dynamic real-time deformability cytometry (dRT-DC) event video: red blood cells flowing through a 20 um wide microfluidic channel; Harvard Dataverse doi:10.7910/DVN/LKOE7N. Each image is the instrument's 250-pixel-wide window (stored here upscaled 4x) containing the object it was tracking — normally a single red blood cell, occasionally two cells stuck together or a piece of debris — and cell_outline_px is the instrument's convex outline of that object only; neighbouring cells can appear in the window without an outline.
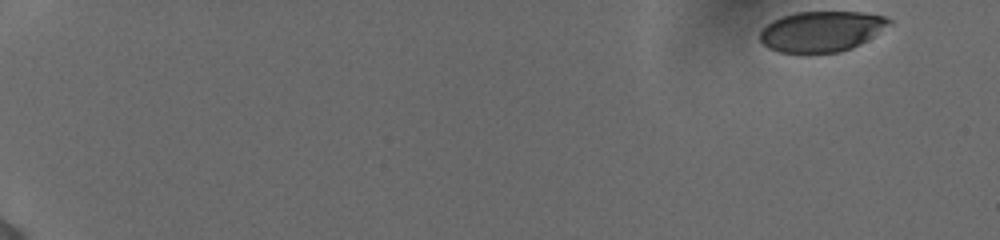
{"species": "human", "species_latin": "Homo sapiens", "temperature_condition": "cold", "stored_images_in_passage": 53, "camera_frame_rate_fps": 3000, "um_per_image_px": 0.085, "donor": {"sex": "female"}, "frame": {"image": 1, "passage_image": 1, "time_ms": 0.0, "image_size_px": [1000, 240], "cell_outline_px": [[892, 24], [860, 44], [852, 48], [840, 52], [780, 52], [768, 48], [760, 40], [760, 32], [772, 20], [796, 12], [864, 12], [884, 16], [892, 20]], "centroid_in_image_um": [69.85, 2.66], "position_along_channel_um": 15.1, "area_um2": 30.29}}
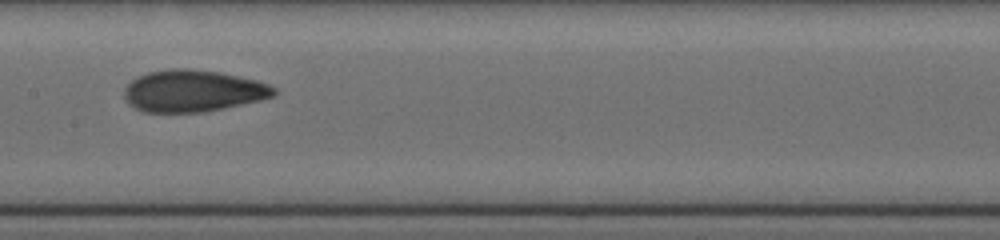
{"frame": {"image": 2, "passage_image": 29, "time_ms": 9.333, "image_size_px": [1000, 240], "cell_outline_px": [[276, 92], [272, 96], [260, 100], [224, 108], [200, 112], [140, 112], [128, 104], [124, 96], [124, 88], [132, 80], [148, 72], [172, 68], [188, 68], [220, 72], [256, 80], [268, 84], [276, 88]], "centroid_in_image_um": [16.37, 7.73], "position_along_channel_um": 191.0, "area_um2": 36.47}}
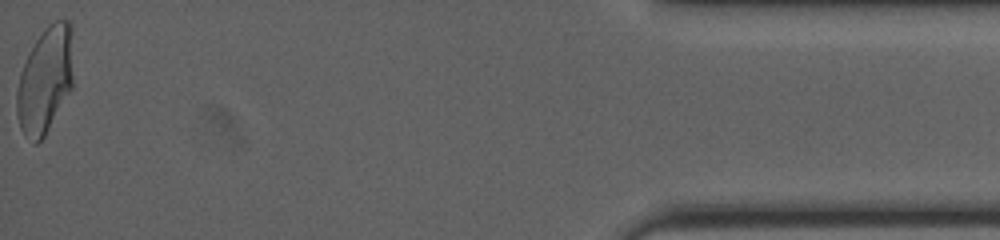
{"frame": {"image": 3, "passage_image": 53, "time_ms": 17.333, "image_size_px": [1000, 240], "cell_outline_px": [[72, 88], [44, 136], [36, 144], [24, 136], [20, 128], [16, 112], [16, 92], [20, 72], [28, 52], [36, 40], [56, 20], [72, 20]], "centroid_in_image_um": [3.83, 6.83], "position_along_channel_um": 431.4, "area_um2": 34.91}, "authors_computed_cell_mechanics": {"area_um2": 34.4488, "velocity_mm_per_s": 3.8925, "shape_relaxation_time_tau1_ms": 5.8078, "shape_relaxation_time_tau2_ms": 1.1389, "deformation_change_tau1": 0.1828, "deformation_change_tau2": 0.0727}}